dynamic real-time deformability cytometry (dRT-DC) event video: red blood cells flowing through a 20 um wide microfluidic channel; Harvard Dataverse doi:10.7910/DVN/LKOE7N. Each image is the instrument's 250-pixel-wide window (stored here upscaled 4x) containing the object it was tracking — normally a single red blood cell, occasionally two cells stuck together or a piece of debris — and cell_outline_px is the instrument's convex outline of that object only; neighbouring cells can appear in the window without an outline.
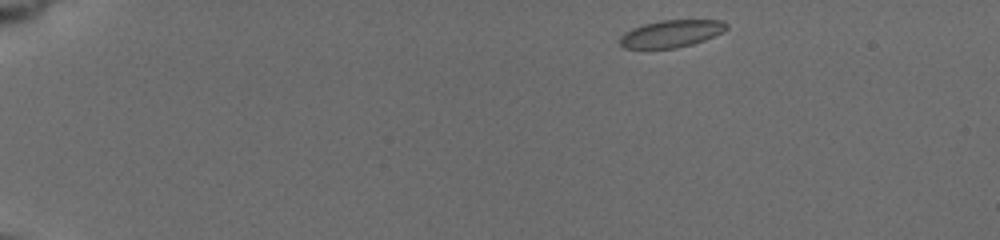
{"species": "common noctule bat (a hibernating species)", "species_latin": "Nyctalus noctula", "temperature_condition": "cold", "stored_images_in_passage": 77, "camera_frame_rate_fps": 3000, "um_per_image_px": 0.085, "animal": {"sex": "female", "body_mass_g": 19.5, "forearm_length_mm": 54.1}, "frame": {"image": 1, "passage_image": 1, "time_ms": 0.0, "image_size_px": [1000, 240], "cell_outline_px": [[728, 28], [704, 40], [692, 44], [676, 48], [624, 48], [620, 44], [620, 36], [624, 32], [632, 28], [644, 24], [660, 20], [724, 20], [728, 24]], "centroid_in_image_um": [57.04, 2.85], "position_along_channel_um": 28.0, "area_um2": 16.82}}
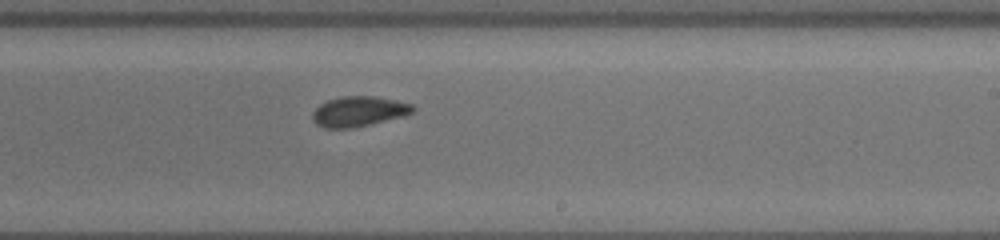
{"frame": {"image": 2, "passage_image": 40, "time_ms": 9.0, "image_size_px": [1000, 240], "cell_outline_px": [[416, 108], [412, 112], [400, 116], [352, 128], [324, 128], [316, 124], [312, 120], [312, 112], [320, 104], [328, 100], [344, 96], [376, 96], [396, 100], [412, 104]], "centroid_in_image_um": [30.45, 9.46], "position_along_channel_um": 258.6, "area_um2": 17.4}}
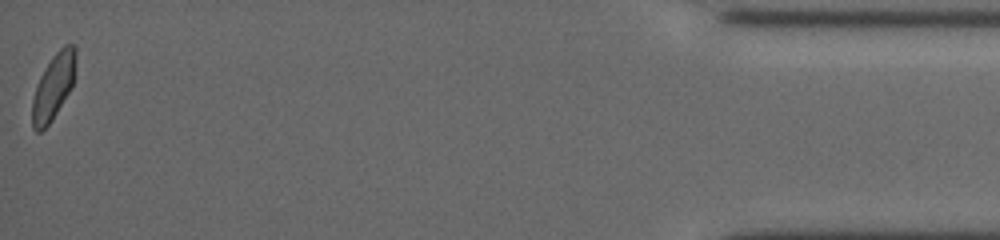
{"frame": {"image": 3, "passage_image": 76, "time_ms": 15.667, "image_size_px": [1000, 240], "cell_outline_px": [[76, 60], [72, 88], [52, 120], [40, 132], [36, 132], [32, 128], [32, 100], [40, 76], [44, 68], [52, 56], [64, 44], [76, 44]], "centroid_in_image_um": [4.55, 7.34], "position_along_channel_um": 430.6, "area_um2": 16.76}, "authors_computed_cell_mechanics": {"area_um2": 17.2822, "velocity_mm_per_s": 3.7262, "shape_relaxation_time_tau1_ms": 4.882, "shape_relaxation_time_tau2_ms": 2.2, "deformation_change_tau1": 0.1214, "deformation_change_tau2": 0.0715}}